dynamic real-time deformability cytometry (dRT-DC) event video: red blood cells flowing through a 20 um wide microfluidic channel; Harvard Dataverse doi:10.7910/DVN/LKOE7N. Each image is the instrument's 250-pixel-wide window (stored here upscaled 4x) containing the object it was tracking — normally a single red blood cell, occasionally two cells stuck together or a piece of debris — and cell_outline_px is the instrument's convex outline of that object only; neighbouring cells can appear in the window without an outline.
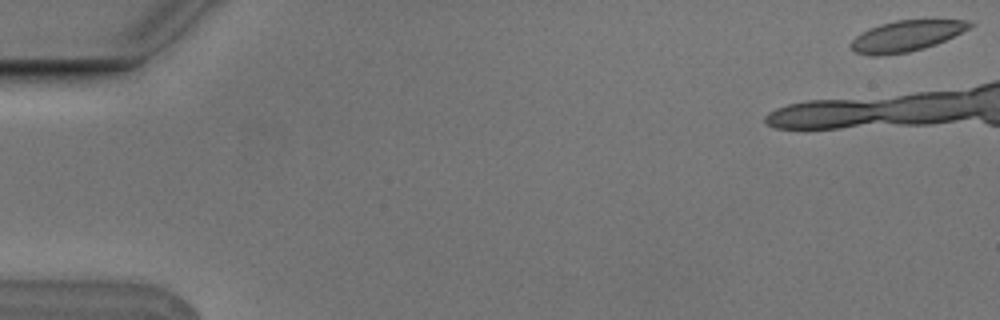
{"species": "Egyptian fruit bat (a non-hibernating species)", "species_latin": "Rousettus aegyptiacus", "temperature_condition": "cold", "stored_images_in_passage": 6, "camera_frame_rate_fps": 3000, "um_per_image_px": 0.085, "animal": {"sex": "male"}, "frame": {"image": 1, "passage_image": 1, "time_ms": 0.0, "image_size_px": [1000, 320], "cell_outline_px": [[972, 24], [968, 28], [936, 44], [924, 48], [908, 52], [880, 56], [868, 56], [856, 52], [848, 44], [860, 32], [868, 28], [880, 24], [896, 20], [968, 20]], "centroid_in_image_um": [76.94, 3.07], "position_along_channel_um": 8.1, "area_um2": 21.21}}